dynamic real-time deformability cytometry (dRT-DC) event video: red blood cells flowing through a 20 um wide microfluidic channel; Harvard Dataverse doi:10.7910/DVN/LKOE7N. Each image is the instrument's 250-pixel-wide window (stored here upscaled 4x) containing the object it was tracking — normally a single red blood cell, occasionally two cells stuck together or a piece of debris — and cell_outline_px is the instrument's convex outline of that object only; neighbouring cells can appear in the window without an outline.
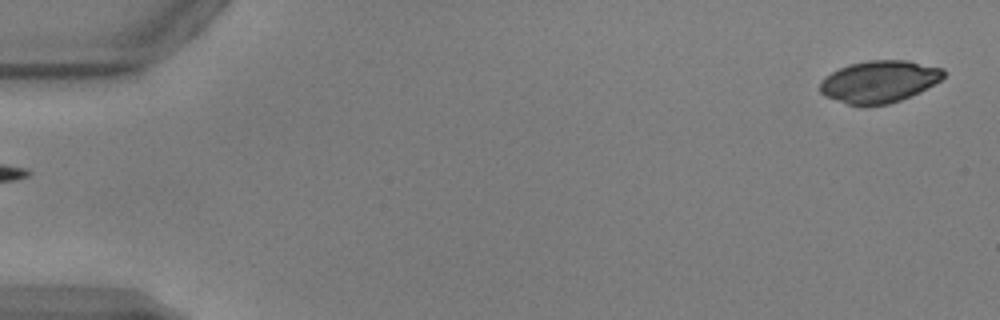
{"species": "common noctule bat (a hibernating species)", "species_latin": "Nyctalus noctula", "temperature_condition": "warm", "stored_images_in_passage": 52, "camera_frame_rate_fps": 3000, "um_per_image_px": 0.085, "animal": {"sex": "male", "body_mass_g": 17.9, "forearm_length_mm": 54.2}, "frame": {"image": 1, "passage_image": 1, "time_ms": 0.0, "image_size_px": [1000, 320], "cell_outline_px": [[944, 76], [940, 80], [900, 100], [888, 104], [860, 108], [824, 96], [820, 92], [820, 80], [824, 76], [848, 64], [868, 60], [908, 60], [944, 68]], "centroid_in_image_um": [74.67, 6.94], "position_along_channel_um": 10.3, "area_um2": 30.46}}
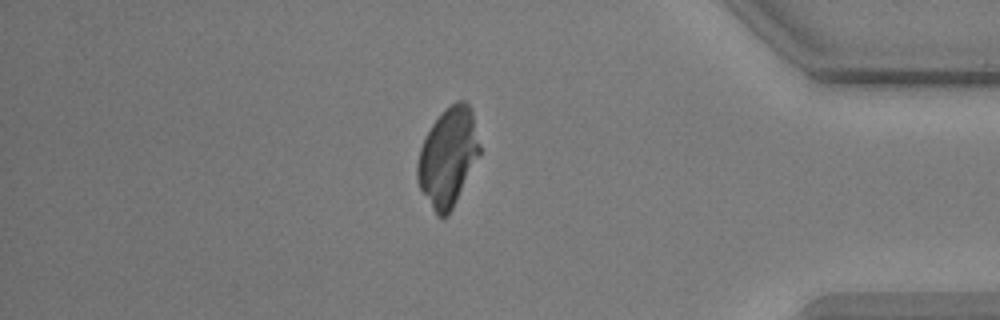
{"frame": {"image": 2, "passage_image": 44, "time_ms": 14.333, "image_size_px": [1000, 320], "cell_outline_px": [[480, 156], [448, 216], [436, 216], [420, 188], [416, 180], [416, 164], [420, 148], [432, 124], [456, 100], [464, 100], [472, 108], [480, 144]], "centroid_in_image_um": [38.09, 13.36], "position_along_channel_um": 397.1, "area_um2": 35.6}}
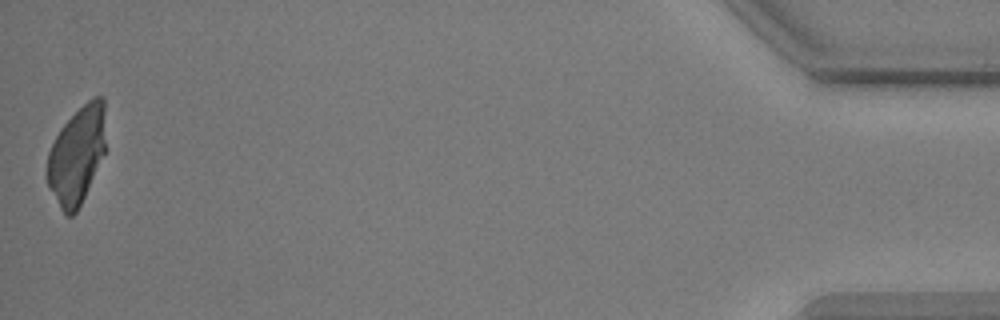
{"frame": {"image": 3, "passage_image": 51, "time_ms": 16.667, "image_size_px": [1000, 320], "cell_outline_px": [[104, 152], [84, 196], [76, 212], [72, 216], [64, 216], [48, 188], [48, 152], [60, 128], [92, 96], [104, 96]], "centroid_in_image_um": [6.51, 13.2], "position_along_channel_um": 428.7, "area_um2": 32.6}}